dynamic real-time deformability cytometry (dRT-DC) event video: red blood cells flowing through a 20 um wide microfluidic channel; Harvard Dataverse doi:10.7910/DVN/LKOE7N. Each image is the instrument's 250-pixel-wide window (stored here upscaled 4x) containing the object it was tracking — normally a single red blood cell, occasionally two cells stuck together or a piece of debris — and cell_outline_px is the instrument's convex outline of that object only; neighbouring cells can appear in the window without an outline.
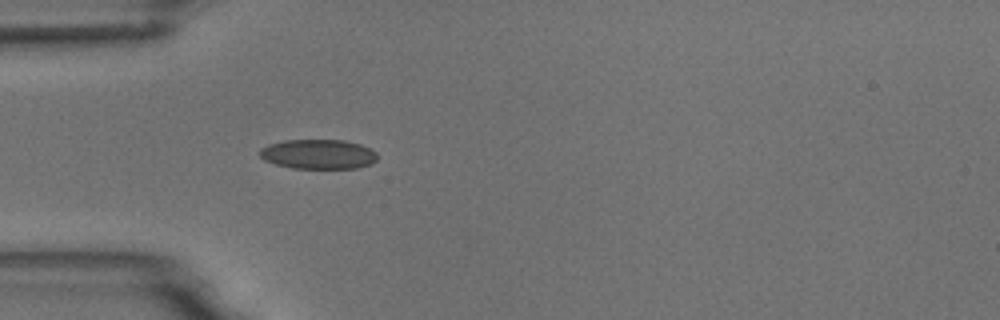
{"species": "common noctule bat (a hibernating species)", "species_latin": "Nyctalus noctula", "temperature_condition": "room temperature", "stored_images_in_passage": 4, "camera_frame_rate_fps": 3000, "um_per_image_px": 0.085, "animal": {"sex": "male", "body_mass_g": 18.8}, "frame": {"image": 1, "passage_image": 4, "time_ms": 3.333, "image_size_px": [1000, 320], "cell_outline_px": [[376, 160], [372, 164], [356, 168], [292, 168], [276, 164], [264, 160], [260, 156], [260, 148], [268, 144], [284, 140], [344, 140], [360, 144], [376, 152]], "centroid_in_image_um": [27.04, 13.1], "position_along_channel_um": 58.0, "area_um2": 20.29}}